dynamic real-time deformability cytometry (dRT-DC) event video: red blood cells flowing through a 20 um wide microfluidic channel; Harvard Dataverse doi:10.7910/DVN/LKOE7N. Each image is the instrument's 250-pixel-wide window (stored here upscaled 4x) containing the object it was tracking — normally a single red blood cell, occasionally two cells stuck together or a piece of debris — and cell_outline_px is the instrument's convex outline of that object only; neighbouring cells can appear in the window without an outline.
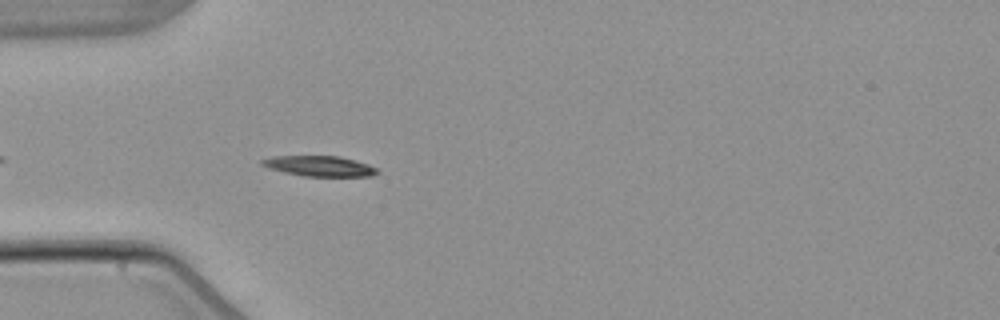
{"species": "common noctule bat (a hibernating species)", "species_latin": "Nyctalus noctula", "temperature_condition": "warm", "stored_images_in_passage": 3, "camera_frame_rate_fps": 3000, "um_per_image_px": 0.085, "animal": {"sex": "male", "body_mass_g": 21.5, "forearm_length_mm": 52.0}, "frame": {"image": 1, "passage_image": 3, "time_ms": 3.0, "image_size_px": [1000, 320], "cell_outline_px": [[380, 172], [372, 176], [304, 176], [284, 172], [268, 168], [260, 164], [260, 160], [272, 156], [340, 156], [368, 164], [376, 168]], "centroid_in_image_um": [27.14, 14.11], "position_along_channel_um": 57.9, "area_um2": 13.7}}